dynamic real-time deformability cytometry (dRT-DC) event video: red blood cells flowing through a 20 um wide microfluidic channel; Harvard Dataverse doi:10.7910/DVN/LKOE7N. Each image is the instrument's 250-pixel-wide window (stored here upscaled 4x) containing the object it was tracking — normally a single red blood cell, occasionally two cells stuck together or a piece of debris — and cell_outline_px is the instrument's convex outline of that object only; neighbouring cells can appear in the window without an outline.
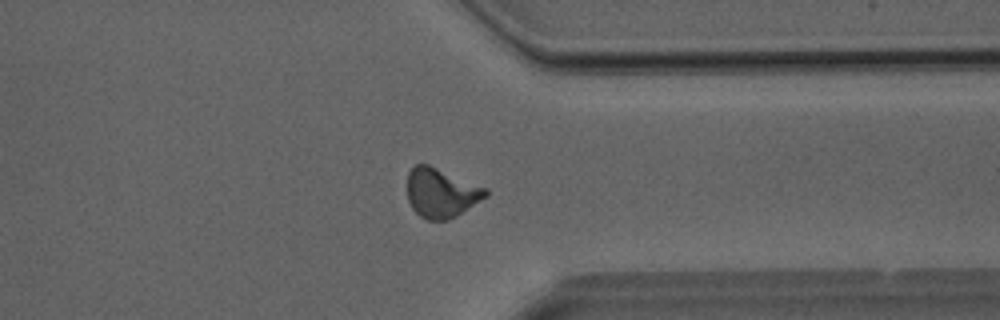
{"species": "Egyptian fruit bat (a non-hibernating species)", "species_latin": "Rousettus aegyptiacus", "temperature_condition": "room temperature", "stored_images_in_passage": 37, "camera_frame_rate_fps": 3000, "um_per_image_px": 0.085, "animal": {"sex": "male"}, "frame": {"image": 1, "passage_image": 29, "time_ms": 9.333, "image_size_px": [1000, 320], "cell_outline_px": [[488, 196], [456, 216], [448, 220], [428, 220], [420, 216], [412, 208], [408, 200], [408, 172], [416, 164], [428, 164], [488, 188]], "centroid_in_image_um": [37.51, 16.39], "position_along_channel_um": 373.9, "area_um2": 22.54}}
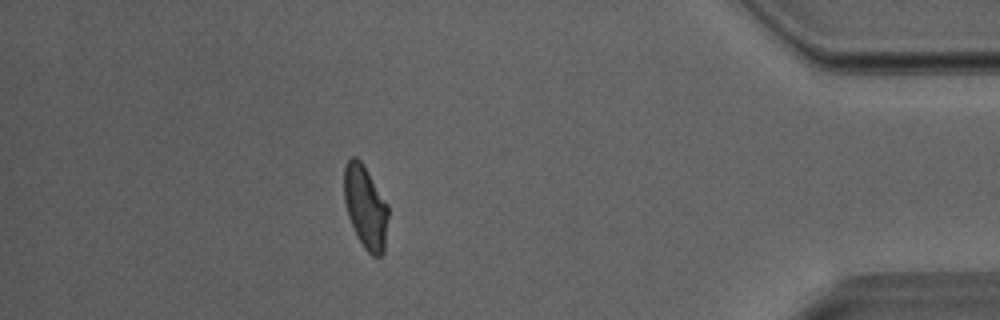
{"frame": {"image": 2, "passage_image": 33, "time_ms": 10.667, "image_size_px": [1000, 320], "cell_outline_px": [[388, 216], [384, 252], [380, 256], [372, 256], [364, 248], [356, 236], [348, 216], [344, 200], [344, 164], [352, 156], [356, 156], [360, 160], [388, 204]], "centroid_in_image_um": [31.05, 17.61], "position_along_channel_um": 404.1, "area_um2": 21.39}}